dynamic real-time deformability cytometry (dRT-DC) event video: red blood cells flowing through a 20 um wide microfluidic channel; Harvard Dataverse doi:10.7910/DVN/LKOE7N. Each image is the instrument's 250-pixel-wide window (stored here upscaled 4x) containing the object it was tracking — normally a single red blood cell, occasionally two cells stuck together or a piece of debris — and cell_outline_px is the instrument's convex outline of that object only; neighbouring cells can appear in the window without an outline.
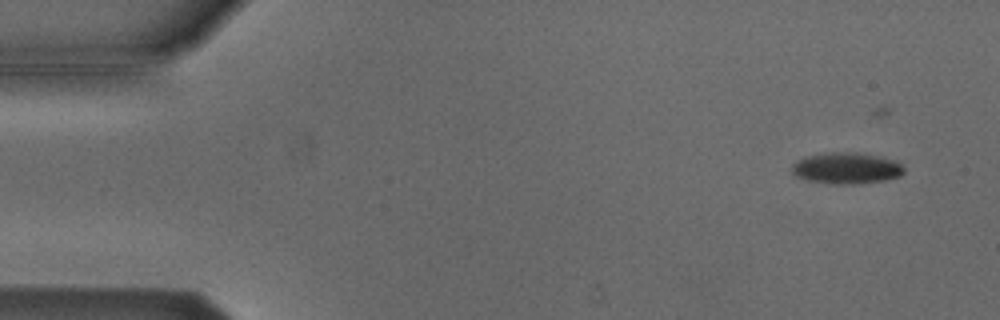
{"species": "Egyptian fruit bat (a non-hibernating species)", "species_latin": "Rousettus aegyptiacus", "temperature_condition": "cold", "stored_images_in_passage": 7, "camera_frame_rate_fps": 3000, "um_per_image_px": 0.085, "animal": {"sex": "male"}, "frame": {"image": 1, "passage_image": 2, "time_ms": 0.333, "image_size_px": [1000, 320], "cell_outline_px": [[904, 172], [900, 176], [884, 180], [860, 184], [832, 184], [812, 180], [796, 176], [792, 172], [792, 164], [796, 160], [808, 156], [832, 152], [852, 152], [876, 156], [892, 160], [900, 164], [904, 168]], "centroid_in_image_um": [71.94, 14.3], "position_along_channel_um": 13.1, "area_um2": 20.11}}
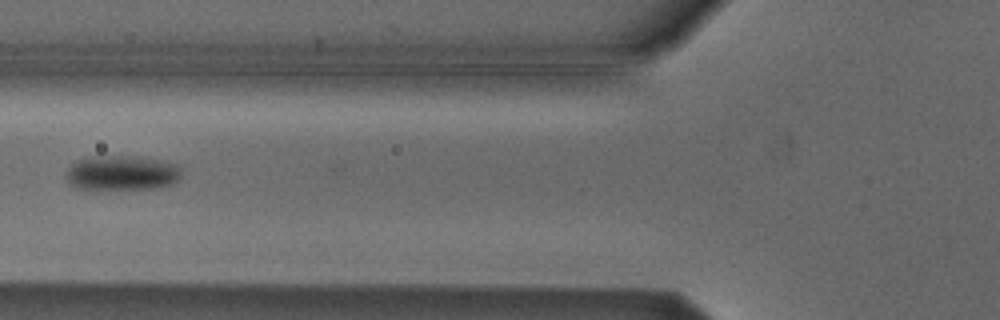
{"frame": {"image": 2, "passage_image": 6, "time_ms": 1.667, "image_size_px": [1000, 320], "cell_outline_px": [[180, 176], [172, 184], [160, 188], [84, 192], [68, 184], [64, 172], [76, 160], [92, 156], [140, 156], [160, 160], [176, 164], [180, 168]], "centroid_in_image_um": [10.26, 14.75], "position_along_channel_um": 115.5, "area_um2": 24.62}}
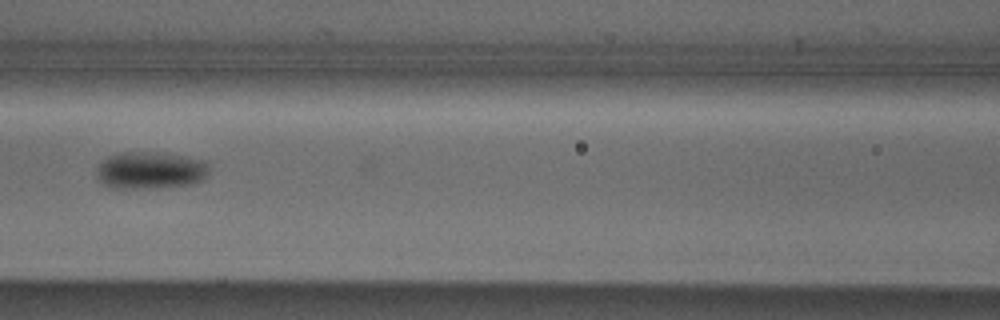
{"frame": {"image": 3, "passage_image": 7, "time_ms": 2.0, "image_size_px": [1000, 320], "cell_outline_px": [[208, 172], [200, 180], [188, 184], [156, 188], [112, 188], [104, 184], [100, 180], [96, 172], [100, 164], [108, 156], [120, 152], [168, 152], [204, 160], [208, 164]], "centroid_in_image_um": [12.78, 14.45], "position_along_channel_um": 153.8, "area_um2": 24.39}}